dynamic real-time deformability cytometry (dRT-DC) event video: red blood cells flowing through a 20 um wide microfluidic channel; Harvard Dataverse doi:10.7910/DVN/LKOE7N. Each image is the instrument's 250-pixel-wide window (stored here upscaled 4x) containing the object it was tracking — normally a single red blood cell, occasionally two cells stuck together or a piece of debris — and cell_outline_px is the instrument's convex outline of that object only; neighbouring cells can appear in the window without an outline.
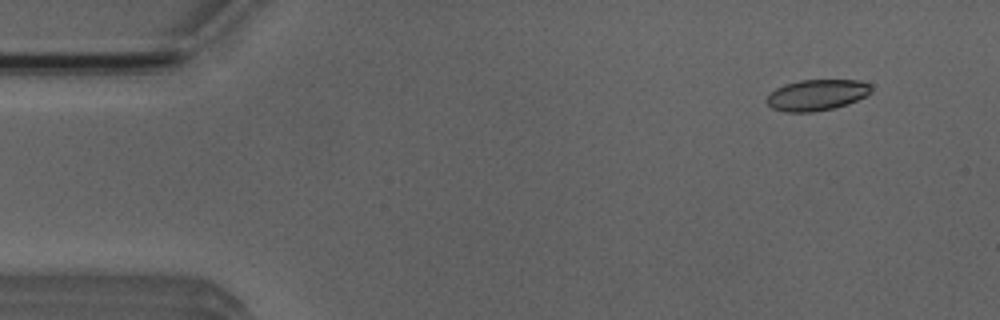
{"species": "Egyptian fruit bat (a non-hibernating species)", "species_latin": "Rousettus aegyptiacus", "temperature_condition": "room temperature", "stored_images_in_passage": 9, "camera_frame_rate_fps": 3000, "um_per_image_px": 0.085, "animal": {"sex": "male"}, "frame": {"image": 1, "passage_image": 2, "time_ms": 1.0, "image_size_px": [1000, 320], "cell_outline_px": [[872, 92], [848, 104], [832, 108], [812, 112], [784, 112], [772, 108], [764, 100], [776, 88], [784, 84], [800, 80], [860, 80], [872, 84]], "centroid_in_image_um": [69.43, 8.07], "position_along_channel_um": 15.6, "area_um2": 18.96}}
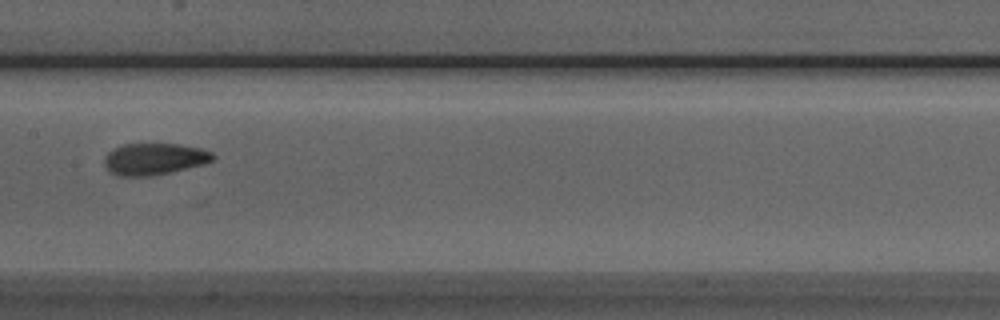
{"frame": {"image": 2, "passage_image": 8, "time_ms": 8.0, "image_size_px": [1000, 320], "cell_outline_px": [[216, 156], [212, 160], [204, 164], [172, 172], [152, 176], [116, 176], [108, 172], [104, 164], [104, 156], [108, 152], [124, 144], [180, 144], [200, 148], [212, 152]], "centroid_in_image_um": [13.1, 13.53], "position_along_channel_um": 194.3, "area_um2": 20.23}}
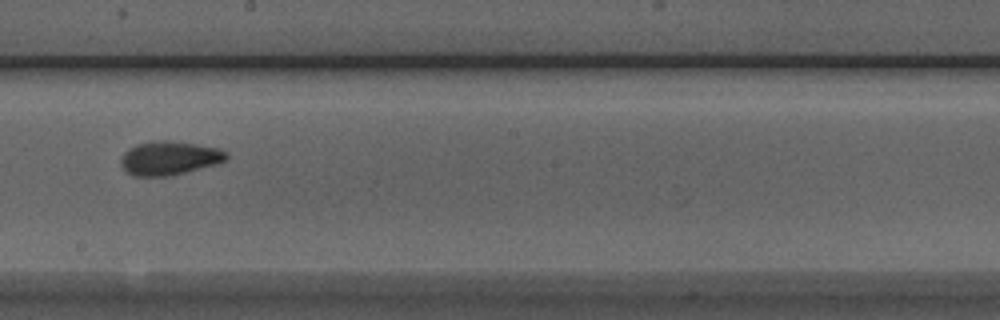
{"frame": {"image": 3, "passage_image": 9, "time_ms": 9.0, "image_size_px": [1000, 320], "cell_outline_px": [[228, 160], [216, 164], [172, 176], [132, 176], [120, 164], [120, 160], [124, 152], [128, 148], [136, 144], [152, 140], [168, 140], [196, 144], [220, 148], [228, 152]], "centroid_in_image_um": [14.41, 13.43], "position_along_channel_um": 233.8, "area_um2": 21.1}}